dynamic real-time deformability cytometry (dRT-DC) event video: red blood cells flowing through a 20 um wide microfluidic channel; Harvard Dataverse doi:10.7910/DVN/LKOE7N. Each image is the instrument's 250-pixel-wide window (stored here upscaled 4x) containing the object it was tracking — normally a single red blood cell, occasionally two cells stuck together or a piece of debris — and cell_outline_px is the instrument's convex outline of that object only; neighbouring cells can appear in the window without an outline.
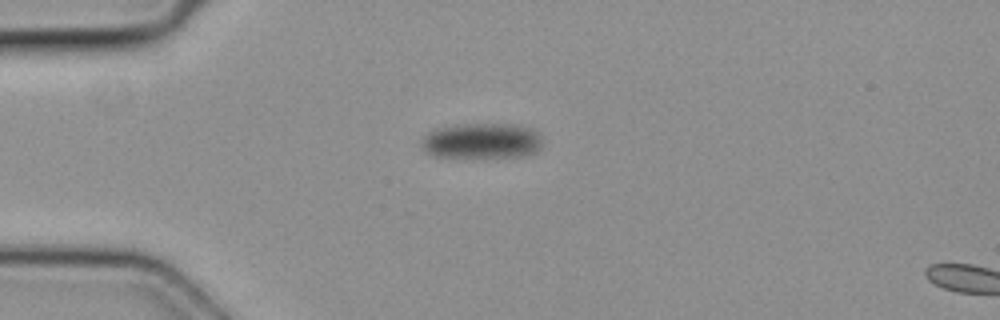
{"species": "common noctule bat (a hibernating species)", "species_latin": "Nyctalus noctula", "temperature_condition": "cold", "stored_images_in_passage": 3, "camera_frame_rate_fps": 3000, "um_per_image_px": 0.085, "animal": {"sex": "female", "body_mass_g": 19.3, "forearm_length_mm": 54.1}, "frame": {"image": 1, "passage_image": 2, "time_ms": 0.333, "image_size_px": [1000, 320], "cell_outline_px": [[544, 144], [536, 152], [524, 156], [436, 156], [424, 152], [420, 148], [420, 140], [428, 132], [436, 128], [464, 124], [520, 124], [532, 128], [540, 136]], "centroid_in_image_um": [40.96, 11.95], "position_along_channel_um": 44.0, "area_um2": 25.14}}